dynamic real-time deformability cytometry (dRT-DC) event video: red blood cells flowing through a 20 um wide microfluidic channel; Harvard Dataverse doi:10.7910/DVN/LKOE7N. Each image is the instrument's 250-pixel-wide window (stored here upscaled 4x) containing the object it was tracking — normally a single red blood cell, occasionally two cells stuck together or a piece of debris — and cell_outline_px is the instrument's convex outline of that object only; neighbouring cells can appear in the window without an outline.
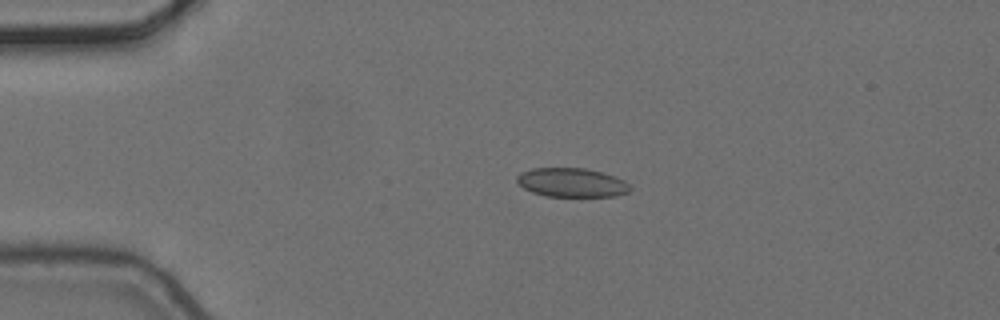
{"species": "common noctule bat (a hibernating species)", "species_latin": "Nyctalus noctula", "temperature_condition": "cold", "stored_images_in_passage": 4, "camera_frame_rate_fps": 3000, "um_per_image_px": 0.085, "animal": {"sex": "female", "body_mass_g": 24.6, "forearm_length_mm": 56.2}, "frame": {"image": 1, "passage_image": 3, "time_ms": 0.667, "image_size_px": [1000, 320], "cell_outline_px": [[632, 188], [628, 192], [616, 196], [544, 196], [532, 192], [524, 188], [516, 180], [516, 176], [520, 172], [532, 168], [584, 168], [616, 176], [624, 180]], "centroid_in_image_um": [48.59, 15.51], "position_along_channel_um": 36.4, "area_um2": 19.13}}